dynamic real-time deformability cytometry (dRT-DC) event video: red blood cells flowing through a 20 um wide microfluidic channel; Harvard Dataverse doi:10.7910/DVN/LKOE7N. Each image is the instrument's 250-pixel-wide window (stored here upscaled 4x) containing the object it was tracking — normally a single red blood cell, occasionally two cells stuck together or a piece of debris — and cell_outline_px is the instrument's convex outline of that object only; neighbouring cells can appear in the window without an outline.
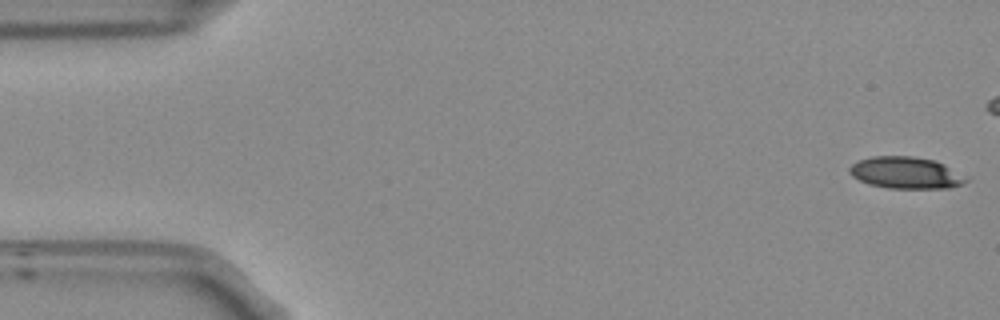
{"species": "Egyptian fruit bat (a non-hibernating species)", "species_latin": "Rousettus aegyptiacus", "temperature_condition": "room temperature", "stored_images_in_passage": 44, "camera_frame_rate_fps": 3000, "um_per_image_px": 0.085, "frame": {"image": 1, "passage_image": 1, "time_ms": 0.0, "image_size_px": [1000, 320], "cell_outline_px": [[968, 180], [964, 184], [948, 188], [888, 188], [868, 184], [852, 176], [848, 172], [848, 168], [852, 164], [860, 160], [872, 156], [912, 156], [936, 160], [944, 164]], "centroid_in_image_um": [76.95, 14.68], "position_along_channel_um": 8.0, "area_um2": 21.44}}
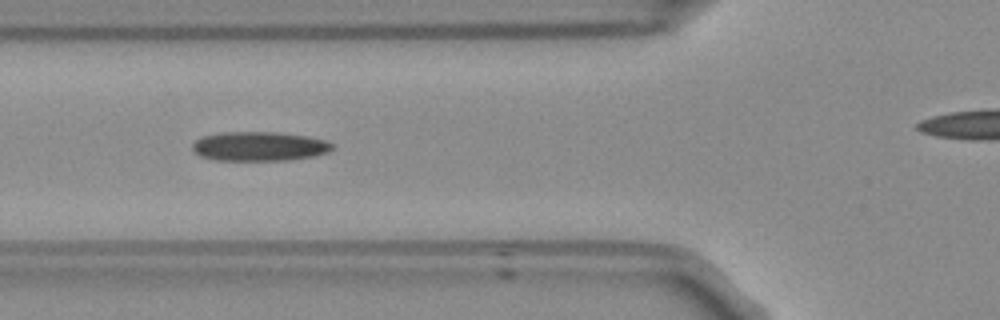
{"frame": {"image": 2, "passage_image": 19, "time_ms": 6.0, "image_size_px": [1000, 320], "cell_outline_px": [[332, 148], [328, 152], [312, 156], [288, 160], [216, 160], [200, 156], [192, 152], [192, 144], [196, 140], [204, 136], [220, 132], [280, 132], [308, 136], [324, 140], [332, 144]], "centroid_in_image_um": [22.0, 12.43], "position_along_channel_um": 103.8, "area_um2": 23.87}}
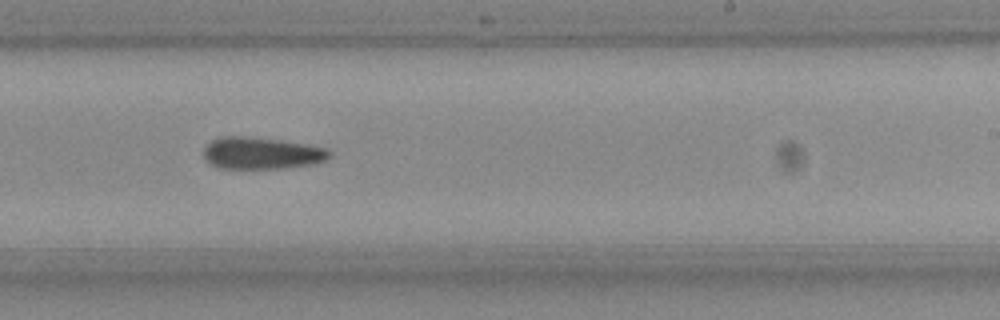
{"frame": {"image": 3, "passage_image": 32, "time_ms": 10.333, "image_size_px": [1000, 320], "cell_outline_px": [[332, 152], [324, 160], [312, 164], [280, 168], [220, 168], [204, 160], [204, 148], [212, 140], [220, 136], [244, 136], [280, 140], [304, 144], [324, 148]], "centroid_in_image_um": [22.17, 13.01], "position_along_channel_um": 266.8, "area_um2": 23.06}}